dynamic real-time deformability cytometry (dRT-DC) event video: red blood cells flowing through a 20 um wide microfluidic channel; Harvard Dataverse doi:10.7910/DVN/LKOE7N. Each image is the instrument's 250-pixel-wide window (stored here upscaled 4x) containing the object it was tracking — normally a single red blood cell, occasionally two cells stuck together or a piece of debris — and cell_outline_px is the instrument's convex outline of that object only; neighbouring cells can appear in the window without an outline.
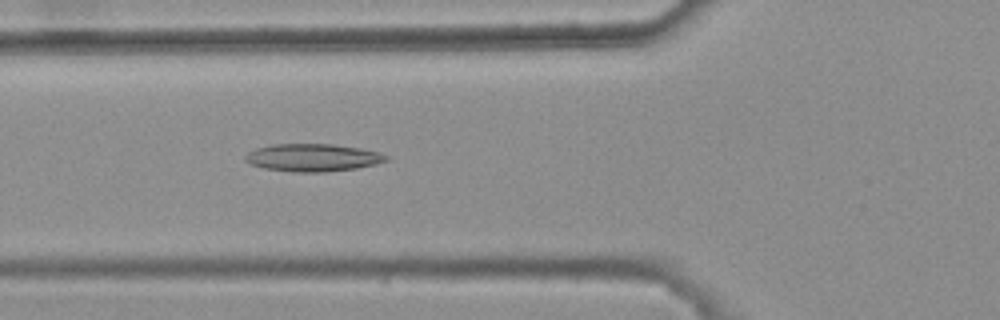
{"species": "common noctule bat (a hibernating species)", "species_latin": "Nyctalus noctula", "temperature_condition": "warm", "stored_images_in_passage": 4, "camera_frame_rate_fps": 3000, "um_per_image_px": 0.085, "animal": {"sex": "female", "body_mass_g": 25.1}, "frame": {"image": 1, "passage_image": 4, "time_ms": 1.0, "image_size_px": [1000, 320], "cell_outline_px": [[388, 160], [376, 164], [356, 168], [324, 172], [292, 172], [264, 168], [252, 164], [244, 160], [244, 156], [248, 152], [256, 148], [272, 144], [332, 144], [360, 148], [380, 152], [388, 156]], "centroid_in_image_um": [26.58, 13.39], "position_along_channel_um": 99.2, "area_um2": 22.72}}